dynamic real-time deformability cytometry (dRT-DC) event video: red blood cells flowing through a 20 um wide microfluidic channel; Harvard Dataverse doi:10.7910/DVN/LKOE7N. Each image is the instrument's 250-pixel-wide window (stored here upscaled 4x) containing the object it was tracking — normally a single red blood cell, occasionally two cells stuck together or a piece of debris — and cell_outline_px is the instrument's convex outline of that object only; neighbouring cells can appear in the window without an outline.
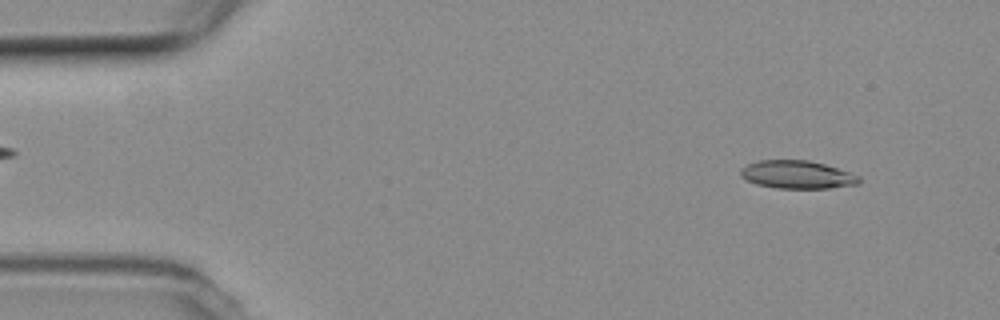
{"species": "common noctule bat (a hibernating species)", "species_latin": "Nyctalus noctula", "temperature_condition": "room temperature", "stored_images_in_passage": 49, "camera_frame_rate_fps": 3000, "um_per_image_px": 0.085, "animal": {"sex": "female", "body_mass_g": 19.3, "forearm_length_mm": 54.1}, "frame": {"image": 1, "passage_image": 4, "time_ms": 1.0, "image_size_px": [1000, 320], "cell_outline_px": [[860, 184], [828, 188], [776, 188], [756, 184], [740, 176], [740, 168], [748, 164], [760, 160], [808, 160], [824, 164], [860, 176]], "centroid_in_image_um": [67.75, 14.84], "position_along_channel_um": 17.3, "area_um2": 19.25}}
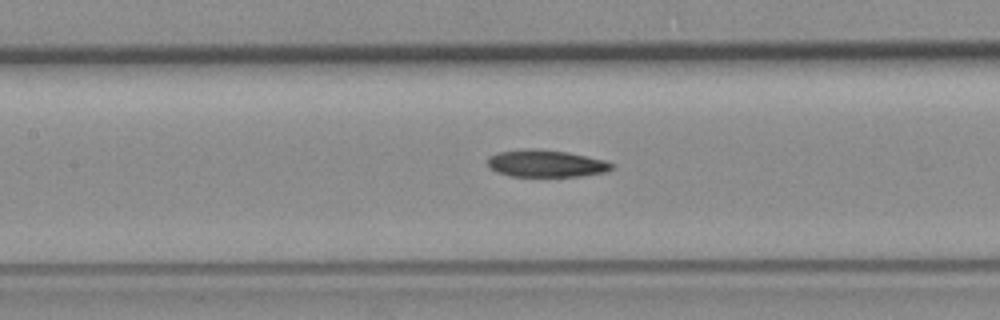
{"frame": {"image": 2, "passage_image": 23, "time_ms": 7.333, "image_size_px": [1000, 320], "cell_outline_px": [[616, 168], [604, 172], [580, 176], [508, 176], [496, 172], [488, 164], [488, 156], [496, 152], [528, 148], [536, 148], [568, 152], [604, 160], [612, 164]], "centroid_in_image_um": [46.39, 13.89], "position_along_channel_um": 161.0, "area_um2": 19.71}}
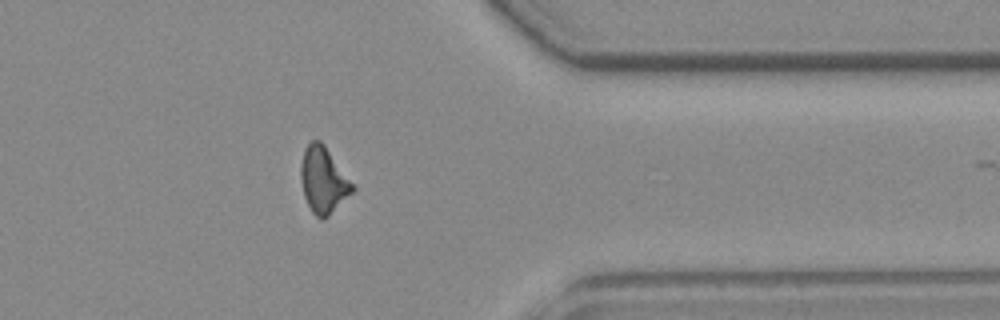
{"frame": {"image": 3, "passage_image": 42, "time_ms": 13.667, "image_size_px": [1000, 320], "cell_outline_px": [[356, 188], [324, 220], [320, 220], [312, 212], [304, 196], [300, 180], [300, 168], [304, 148], [312, 140], [320, 140], [324, 144]], "centroid_in_image_um": [27.46, 15.31], "position_along_channel_um": 383.9, "area_um2": 19.77}, "authors_computed_cell_mechanics": {"area_um2": 19.7676, "velocity_mm_per_s": 3.7667, "shape_relaxation_time_tau1_ms": 10.1095, "shape_relaxation_time_tau2_ms": null, "deformation_change_tau1": 0.2358, "deformation_change_tau2": null}}